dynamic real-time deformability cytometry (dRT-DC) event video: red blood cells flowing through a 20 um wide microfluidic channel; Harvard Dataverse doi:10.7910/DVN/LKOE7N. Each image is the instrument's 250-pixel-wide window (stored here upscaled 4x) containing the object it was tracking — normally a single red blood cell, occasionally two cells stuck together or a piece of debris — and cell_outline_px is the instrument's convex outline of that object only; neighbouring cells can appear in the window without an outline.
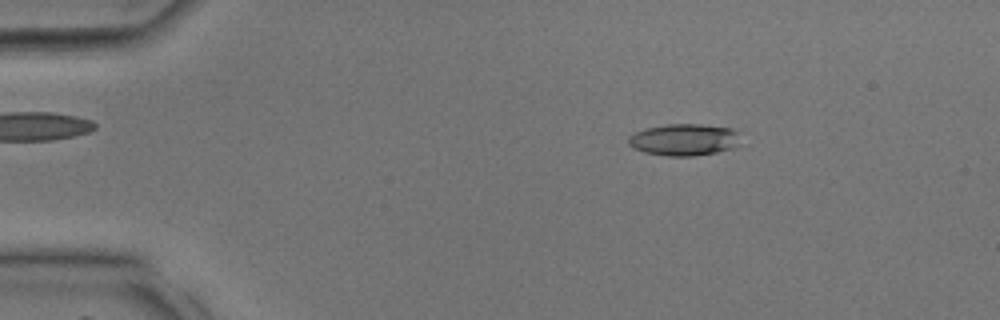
{"species": "common noctule bat (a hibernating species)", "species_latin": "Nyctalus noctula", "temperature_condition": "room temperature", "stored_images_in_passage": 34, "camera_frame_rate_fps": 3000, "um_per_image_px": 0.085, "animal": {"sex": "male", "body_mass_g": 17.9, "forearm_length_mm": 54.2}, "frame": {"image": 1, "passage_image": 6, "time_ms": 1.667, "image_size_px": [1000, 320], "cell_outline_px": [[736, 148], [716, 152], [692, 156], [668, 156], [644, 152], [632, 148], [628, 144], [628, 136], [636, 132], [648, 128], [668, 124], [700, 124], [732, 128], [736, 132]], "centroid_in_image_um": [58.1, 11.88], "position_along_channel_um": 26.9, "area_um2": 20.58}}
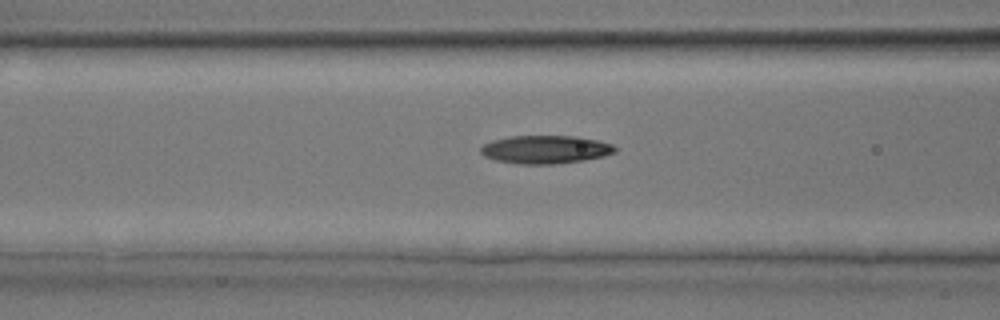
{"frame": {"image": 2, "passage_image": 15, "time_ms": 4.667, "image_size_px": [1000, 320], "cell_outline_px": [[616, 152], [604, 156], [584, 160], [552, 164], [516, 164], [496, 160], [484, 156], [480, 152], [480, 148], [484, 144], [492, 140], [512, 136], [576, 136], [596, 140], [612, 144], [616, 148]], "centroid_in_image_um": [46.35, 12.71], "position_along_channel_um": 120.3, "area_um2": 22.02}}
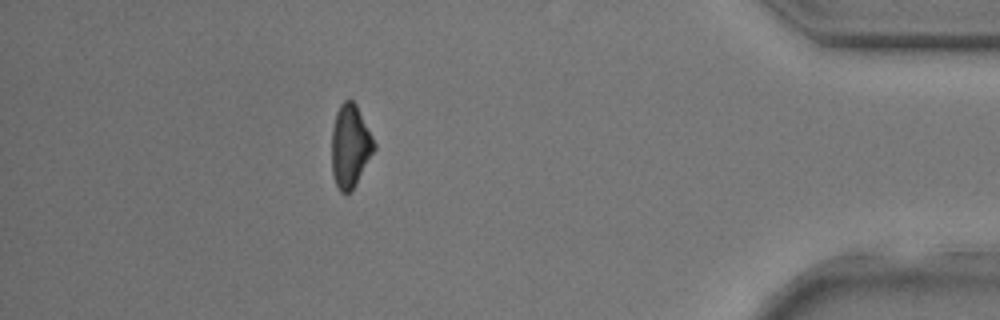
{"frame": {"image": 3, "passage_image": 33, "time_ms": 10.667, "image_size_px": [1000, 320], "cell_outline_px": [[376, 148], [356, 184], [348, 192], [340, 192], [336, 184], [332, 172], [332, 128], [336, 112], [340, 104], [344, 100], [352, 100], [356, 104], [376, 144]], "centroid_in_image_um": [29.76, 12.4], "position_along_channel_um": 405.4, "area_um2": 20.35}}